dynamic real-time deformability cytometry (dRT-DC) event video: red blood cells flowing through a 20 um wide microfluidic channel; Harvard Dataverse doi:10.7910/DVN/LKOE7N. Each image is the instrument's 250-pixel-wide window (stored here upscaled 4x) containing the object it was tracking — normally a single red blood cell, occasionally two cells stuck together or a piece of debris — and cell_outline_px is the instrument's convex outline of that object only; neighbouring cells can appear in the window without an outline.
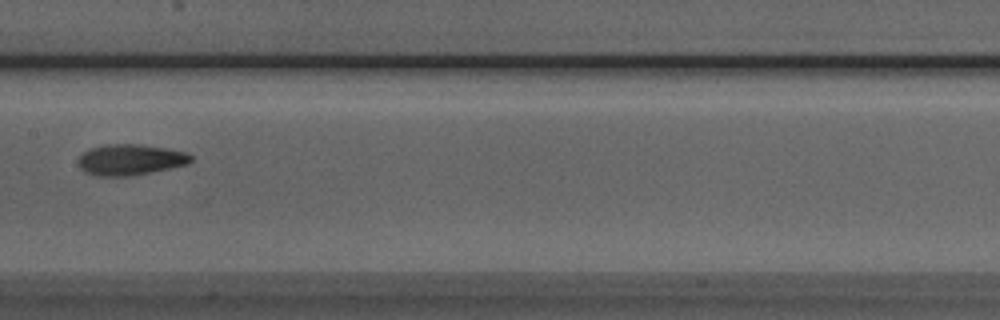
{"species": "Egyptian fruit bat (a non-hibernating species)", "species_latin": "Rousettus aegyptiacus", "temperature_condition": "room temperature", "stored_images_in_passage": 5, "camera_frame_rate_fps": 3000, "um_per_image_px": 0.085, "animal": {"sex": "male"}, "frame": {"image": 1, "passage_image": 5, "time_ms": 4.333, "image_size_px": [1000, 320], "cell_outline_px": [[192, 160], [188, 164], [128, 176], [96, 176], [84, 172], [80, 168], [80, 156], [84, 152], [92, 148], [104, 144], [140, 144], [164, 148], [184, 152], [192, 156]], "centroid_in_image_um": [11.05, 13.57], "position_along_channel_um": 196.3, "area_um2": 19.94}}